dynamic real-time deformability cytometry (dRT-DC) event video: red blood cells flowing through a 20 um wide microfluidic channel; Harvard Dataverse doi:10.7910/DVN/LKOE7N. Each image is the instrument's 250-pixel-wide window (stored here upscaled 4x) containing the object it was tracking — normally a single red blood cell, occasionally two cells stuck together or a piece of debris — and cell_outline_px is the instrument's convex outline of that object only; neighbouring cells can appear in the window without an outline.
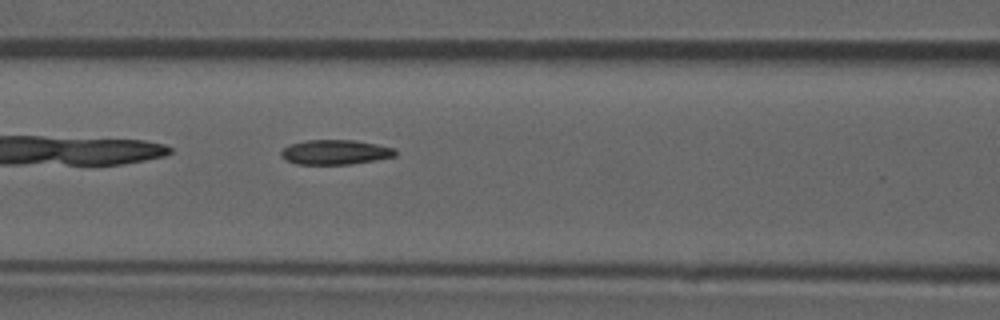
{"species": "common noctule bat (a hibernating species)", "species_latin": "Nyctalus noctula", "temperature_condition": "room temperature", "stored_images_in_passage": 36, "camera_frame_rate_fps": 3000, "um_per_image_px": 0.085, "animal": {"sex": "male", "forearm_length_mm": 52.5}, "frame": {"image": 1, "passage_image": 6, "time_ms": 1.667, "image_size_px": [1000, 320], "cell_outline_px": [[396, 156], [376, 160], [348, 164], [296, 164], [284, 160], [280, 156], [280, 152], [284, 148], [292, 144], [308, 140], [352, 140], [376, 144], [396, 148]], "centroid_in_image_um": [28.49, 12.94], "position_along_channel_um": 138.1, "area_um2": 16.42}}
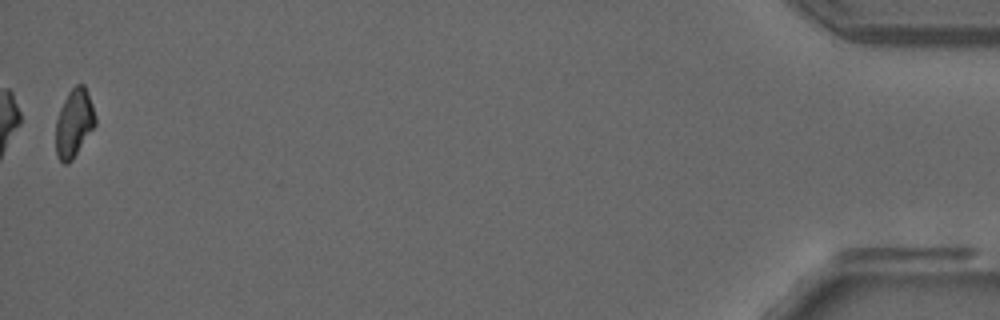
{"frame": {"image": 2, "passage_image": 36, "time_ms": 11.667, "image_size_px": [1000, 320], "cell_outline_px": [[96, 124], [72, 160], [68, 164], [64, 164], [56, 156], [56, 120], [60, 108], [68, 92], [76, 84], [84, 84], [92, 104], [96, 116]], "centroid_in_image_um": [6.29, 10.47], "position_along_channel_um": 428.9, "area_um2": 15.66}}